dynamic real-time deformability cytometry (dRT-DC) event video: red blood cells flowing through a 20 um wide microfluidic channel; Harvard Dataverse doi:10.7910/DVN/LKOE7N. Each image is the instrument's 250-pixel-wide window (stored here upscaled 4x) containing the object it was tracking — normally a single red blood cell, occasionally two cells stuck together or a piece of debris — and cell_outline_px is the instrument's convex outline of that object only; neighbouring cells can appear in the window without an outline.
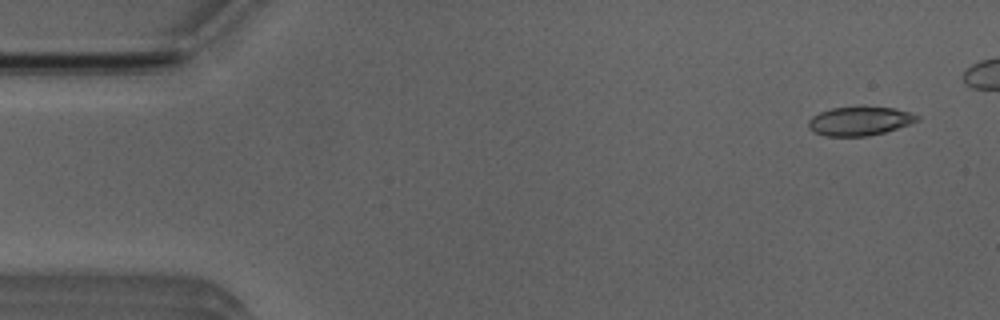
{"species": "Egyptian fruit bat (a non-hibernating species)", "species_latin": "Rousettus aegyptiacus", "temperature_condition": "room temperature", "stored_images_in_passage": 5, "camera_frame_rate_fps": 3000, "um_per_image_px": 0.085, "animal": {"sex": "male"}, "frame": {"image": 1, "passage_image": 1, "time_ms": 0.0, "image_size_px": [1000, 320], "cell_outline_px": [[920, 120], [884, 132], [868, 136], [824, 136], [808, 128], [808, 120], [812, 116], [820, 112], [832, 108], [864, 104], [892, 108], [912, 112], [920, 116]], "centroid_in_image_um": [73.08, 10.25], "position_along_channel_um": 11.9, "area_um2": 18.79}}